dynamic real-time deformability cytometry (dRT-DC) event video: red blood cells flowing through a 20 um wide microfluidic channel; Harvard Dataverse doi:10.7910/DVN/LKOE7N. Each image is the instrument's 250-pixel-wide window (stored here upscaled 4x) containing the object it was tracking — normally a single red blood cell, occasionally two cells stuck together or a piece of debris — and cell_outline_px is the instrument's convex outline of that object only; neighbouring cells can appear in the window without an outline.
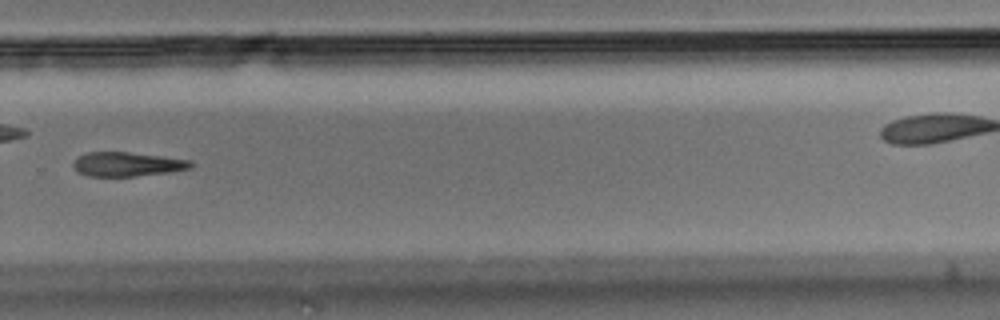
{"species": "Egyptian fruit bat (a non-hibernating species)", "species_latin": "Rousettus aegyptiacus", "temperature_condition": "room temperature", "stored_images_in_passage": 29, "camera_frame_rate_fps": 3000, "um_per_image_px": 0.085, "animal": {"sex": "male"}, "frame": {"image": 1, "passage_image": 17, "time_ms": 5.333, "image_size_px": [1000, 320], "cell_outline_px": [[196, 164], [192, 168], [168, 172], [136, 176], [88, 176], [76, 172], [72, 164], [80, 156], [88, 152], [128, 152], [164, 156], [192, 160]], "centroid_in_image_um": [10.87, 13.96], "position_along_channel_um": 318.9, "area_um2": 16.7}}